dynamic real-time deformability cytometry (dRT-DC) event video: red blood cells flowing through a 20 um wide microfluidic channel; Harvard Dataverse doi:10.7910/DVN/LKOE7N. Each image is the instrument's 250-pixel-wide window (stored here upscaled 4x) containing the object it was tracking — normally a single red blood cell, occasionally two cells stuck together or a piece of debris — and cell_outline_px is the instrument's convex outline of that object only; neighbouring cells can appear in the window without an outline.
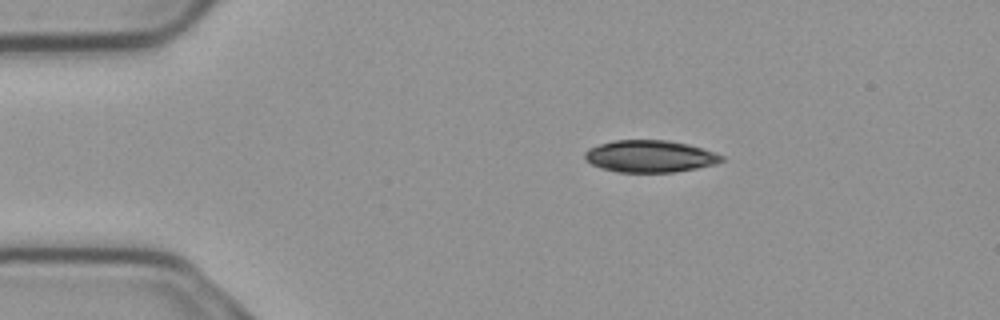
{"species": "common noctule bat (a hibernating species)", "species_latin": "Nyctalus noctula", "temperature_condition": "cold", "stored_images_in_passage": 54, "camera_frame_rate_fps": 3000, "um_per_image_px": 0.085, "animal": {"sex": "male", "body_mass_g": 23.1, "forearm_length_mm": 52.7}, "frame": {"image": 1, "passage_image": 9, "time_ms": 2.667, "image_size_px": [1000, 320], "cell_outline_px": [[724, 160], [712, 164], [696, 168], [672, 172], [616, 172], [592, 164], [584, 160], [584, 152], [588, 148], [612, 140], [668, 140], [688, 144], [716, 152], [724, 156]], "centroid_in_image_um": [55.22, 13.27], "position_along_channel_um": 29.8, "area_um2": 25.49}}
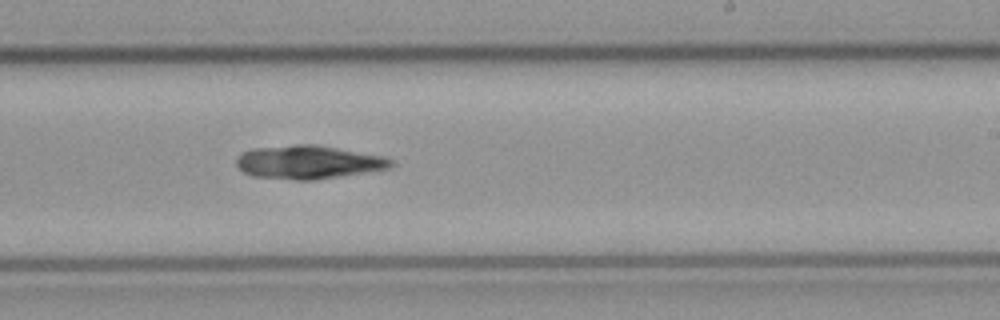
{"frame": {"image": 2, "passage_image": 32, "time_ms": 10.333, "image_size_px": [1000, 320], "cell_outline_px": [[396, 164], [388, 168], [312, 180], [296, 180], [252, 176], [244, 172], [236, 164], [236, 160], [244, 152], [252, 148], [296, 144], [316, 144], [380, 156], [392, 160]], "centroid_in_image_um": [26.16, 13.78], "position_along_channel_um": 262.8, "area_um2": 29.65}}
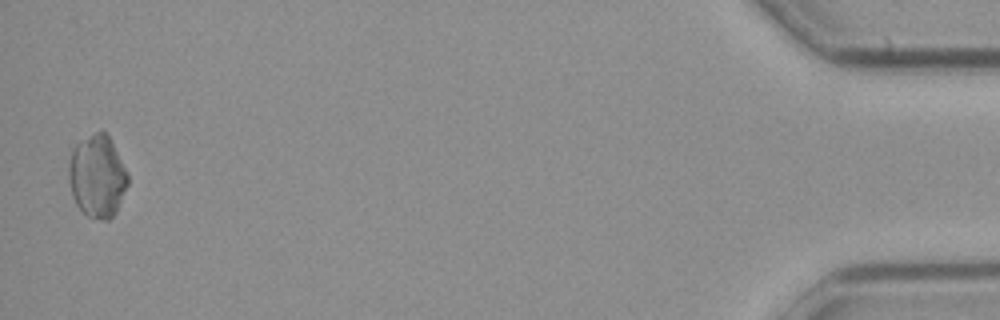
{"frame": {"image": 3, "passage_image": 53, "time_ms": 17.333, "image_size_px": [1000, 320], "cell_outline_px": [[128, 184], [116, 212], [108, 220], [104, 220], [88, 216], [76, 204], [72, 196], [68, 180], [68, 164], [72, 148], [76, 144], [100, 128], [108, 136], [128, 176]], "centroid_in_image_um": [8.23, 14.98], "position_along_channel_um": 427.0, "area_um2": 28.15}}